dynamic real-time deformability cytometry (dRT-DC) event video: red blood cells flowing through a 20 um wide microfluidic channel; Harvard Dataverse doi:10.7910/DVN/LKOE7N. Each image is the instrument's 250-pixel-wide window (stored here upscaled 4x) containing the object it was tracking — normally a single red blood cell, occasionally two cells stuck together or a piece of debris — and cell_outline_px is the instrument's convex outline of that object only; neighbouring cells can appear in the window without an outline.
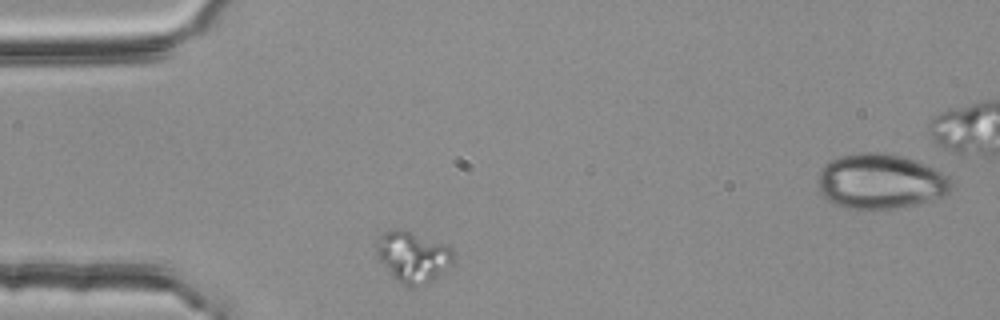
{"species": "common noctule bat (a hibernating species)", "species_latin": "Nyctalus noctula", "temperature_condition": "room temperature", "stored_images_in_passage": 35, "camera_frame_rate_fps": 3000, "um_per_image_px": 0.085, "animal": {"sex": "female", "body_mass_g": 25.1}, "frame": {"image": 1, "passage_image": 2, "time_ms": 0.333, "image_size_px": [1000, 320], "cell_outline_px": [[452, 264], [444, 272], [428, 284], [416, 288], [412, 288], [400, 284], [396, 280], [380, 260], [376, 252], [376, 240], [384, 232], [408, 232], [448, 244], [452, 248]], "centroid_in_image_um": [35.13, 21.9], "position_along_channel_um": 49.9, "area_um2": 22.54}}
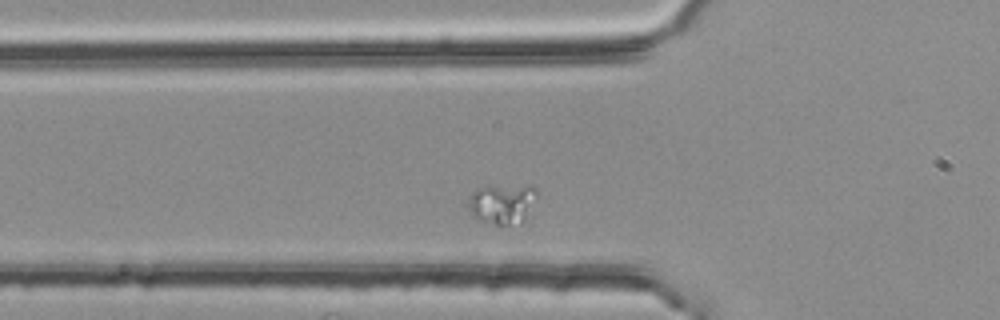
{"frame": {"image": 2, "passage_image": 6, "time_ms": 1.667, "image_size_px": [1000, 320], "cell_outline_px": [[536, 196], [524, 220], [520, 224], [496, 224], [476, 220], [472, 216], [464, 204], [464, 200], [476, 188], [488, 184], [532, 184], [536, 188]], "centroid_in_image_um": [42.6, 17.25], "position_along_channel_um": 83.2, "area_um2": 16.99}}